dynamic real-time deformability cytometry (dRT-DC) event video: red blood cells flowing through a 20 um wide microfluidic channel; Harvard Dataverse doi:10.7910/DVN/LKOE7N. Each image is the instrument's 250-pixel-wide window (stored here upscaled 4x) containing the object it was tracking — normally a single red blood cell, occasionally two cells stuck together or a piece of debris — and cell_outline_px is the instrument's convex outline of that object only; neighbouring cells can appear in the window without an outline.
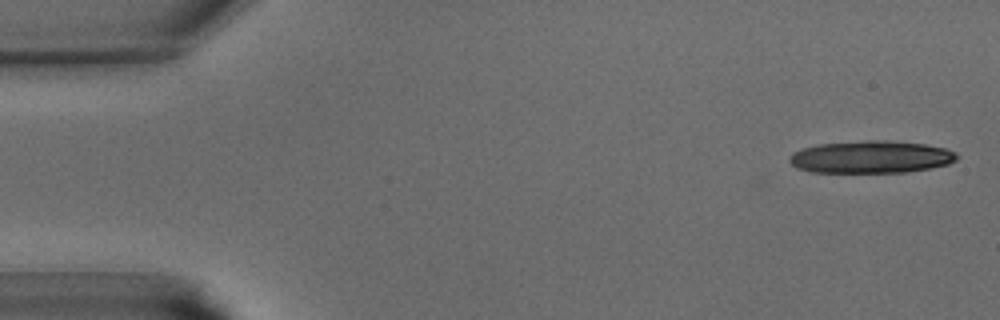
{"species": "common noctule bat (a hibernating species)", "species_latin": "Nyctalus noctula", "temperature_condition": "warm", "stored_images_in_passage": 14, "camera_frame_rate_fps": 3000, "um_per_image_px": 0.085, "animal": {"sex": "male", "body_mass_g": 15.6}, "frame": {"image": 1, "passage_image": 1, "time_ms": 0.0, "image_size_px": [1000, 320], "cell_outline_px": [[956, 160], [948, 164], [932, 168], [908, 172], [812, 172], [796, 168], [788, 160], [792, 152], [816, 144], [868, 140], [884, 140], [924, 144], [944, 148], [956, 152]], "centroid_in_image_um": [74.01, 13.34], "position_along_channel_um": 11.0, "area_um2": 31.62}}